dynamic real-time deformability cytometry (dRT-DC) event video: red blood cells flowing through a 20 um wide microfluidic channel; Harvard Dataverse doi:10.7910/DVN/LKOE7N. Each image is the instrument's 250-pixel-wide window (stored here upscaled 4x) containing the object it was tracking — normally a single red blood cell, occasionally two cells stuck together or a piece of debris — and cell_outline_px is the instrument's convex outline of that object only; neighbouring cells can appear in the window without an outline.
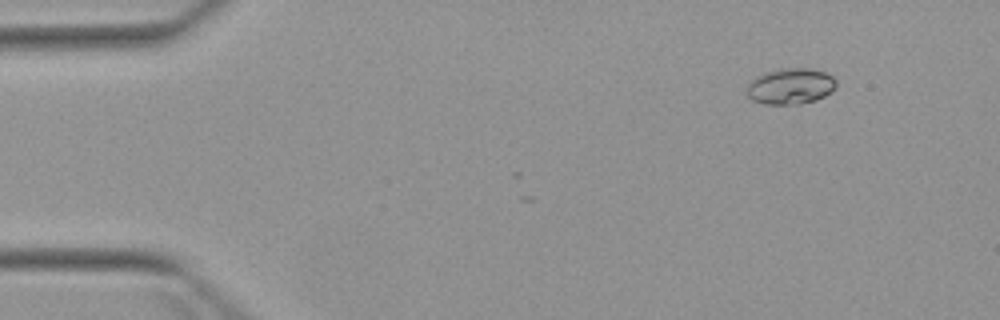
{"species": "Egyptian fruit bat (a non-hibernating species)", "species_latin": "Rousettus aegyptiacus", "temperature_condition": "warm", "stored_images_in_passage": 8, "camera_frame_rate_fps": 3000, "um_per_image_px": 0.085, "animal": {"sex": "female"}, "frame": {"image": 1, "passage_image": 1, "time_ms": 0.0, "image_size_px": [1000, 320], "cell_outline_px": [[836, 84], [832, 92], [816, 100], [800, 104], [764, 104], [752, 100], [748, 96], [748, 84], [756, 76], [764, 72], [780, 68], [808, 68], [824, 72], [832, 76], [836, 80]], "centroid_in_image_um": [67.2, 7.33], "position_along_channel_um": 17.8, "area_um2": 18.79}}